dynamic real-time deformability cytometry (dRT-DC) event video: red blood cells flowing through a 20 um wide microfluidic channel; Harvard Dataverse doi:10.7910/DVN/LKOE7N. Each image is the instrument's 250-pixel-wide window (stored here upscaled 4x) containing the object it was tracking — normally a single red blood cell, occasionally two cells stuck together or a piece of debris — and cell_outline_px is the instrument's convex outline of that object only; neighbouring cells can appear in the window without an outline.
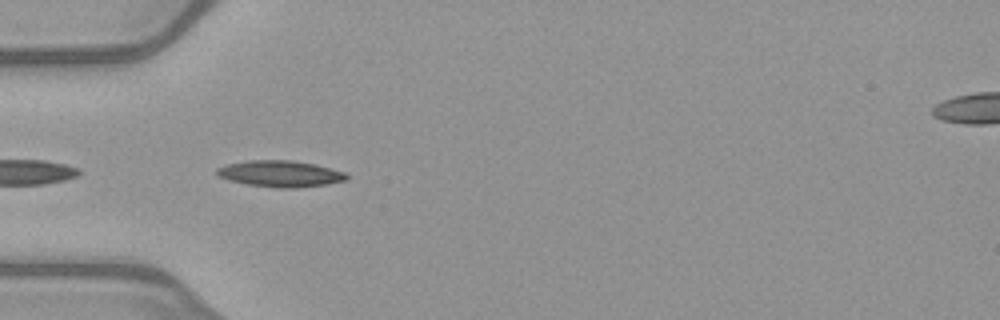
{"species": "common noctule bat (a hibernating species)", "species_latin": "Nyctalus noctula", "temperature_condition": "warm", "stored_images_in_passage": 32, "camera_frame_rate_fps": 3000, "um_per_image_px": 0.085, "animal": {"sex": "female", "body_mass_g": 21.9}, "frame": {"image": 1, "passage_image": 1, "time_ms": 0.0, "image_size_px": [1000, 320], "cell_outline_px": [[348, 180], [328, 184], [296, 188], [276, 188], [248, 184], [228, 180], [216, 176], [216, 168], [228, 164], [248, 160], [292, 160], [316, 164], [344, 172], [348, 176]], "centroid_in_image_um": [23.82, 14.77], "position_along_channel_um": 61.2, "area_um2": 20.06}}
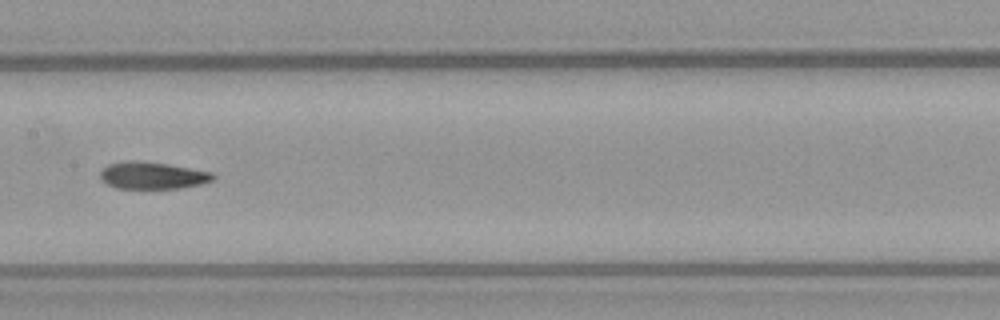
{"frame": {"image": 2, "passage_image": 11, "time_ms": 3.333, "image_size_px": [1000, 320], "cell_outline_px": [[216, 176], [212, 180], [200, 184], [180, 188], [116, 188], [100, 180], [100, 172], [108, 164], [168, 164], [212, 172]], "centroid_in_image_um": [13.02, 14.97], "position_along_channel_um": 194.4, "area_um2": 16.76}}
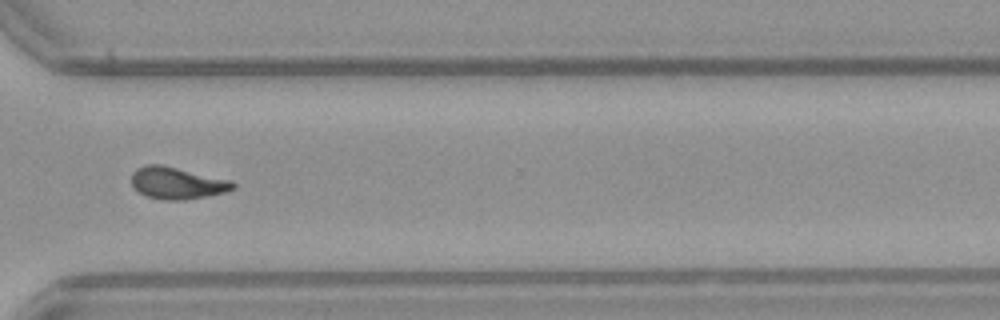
{"frame": {"image": 3, "passage_image": 23, "time_ms": 7.333, "image_size_px": [1000, 320], "cell_outline_px": [[236, 188], [224, 192], [208, 196], [184, 200], [164, 200], [148, 196], [132, 188], [132, 172], [136, 168], [144, 164], [160, 164], [232, 180], [236, 184]], "centroid_in_image_um": [15.05, 15.55], "position_along_channel_um": 355.5, "area_um2": 19.02}, "authors_computed_cell_mechanics": {"area_um2": 17.8891, "velocity_mm_per_s": 4.0358, "shape_relaxation_time_tau1_ms": null, "shape_relaxation_time_tau2_ms": 3.6079, "deformation_change_tau1": null, "deformation_change_tau2": 0.1036}}